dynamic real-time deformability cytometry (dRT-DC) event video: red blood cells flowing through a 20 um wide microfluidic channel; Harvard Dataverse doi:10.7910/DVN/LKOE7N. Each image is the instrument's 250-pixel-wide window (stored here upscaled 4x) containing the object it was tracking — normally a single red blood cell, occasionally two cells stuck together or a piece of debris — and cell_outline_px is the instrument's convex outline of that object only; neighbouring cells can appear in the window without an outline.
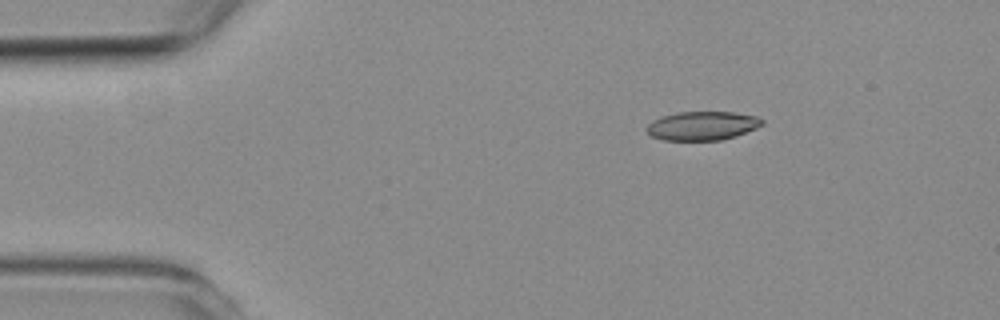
{"species": "common noctule bat (a hibernating species)", "species_latin": "Nyctalus noctula", "temperature_condition": "room temperature", "stored_images_in_passage": 4, "camera_frame_rate_fps": 3000, "um_per_image_px": 0.085, "animal": {"sex": "female", "body_mass_g": 19.3, "forearm_length_mm": 54.1}, "frame": {"image": 1, "passage_image": 1, "time_ms": 0.0, "image_size_px": [1000, 320], "cell_outline_px": [[764, 124], [756, 128], [736, 136], [724, 140], [664, 140], [652, 136], [644, 128], [652, 120], [660, 116], [680, 112], [732, 112], [756, 116], [764, 120]], "centroid_in_image_um": [59.69, 10.69], "position_along_channel_um": 25.3, "area_um2": 19.48}}